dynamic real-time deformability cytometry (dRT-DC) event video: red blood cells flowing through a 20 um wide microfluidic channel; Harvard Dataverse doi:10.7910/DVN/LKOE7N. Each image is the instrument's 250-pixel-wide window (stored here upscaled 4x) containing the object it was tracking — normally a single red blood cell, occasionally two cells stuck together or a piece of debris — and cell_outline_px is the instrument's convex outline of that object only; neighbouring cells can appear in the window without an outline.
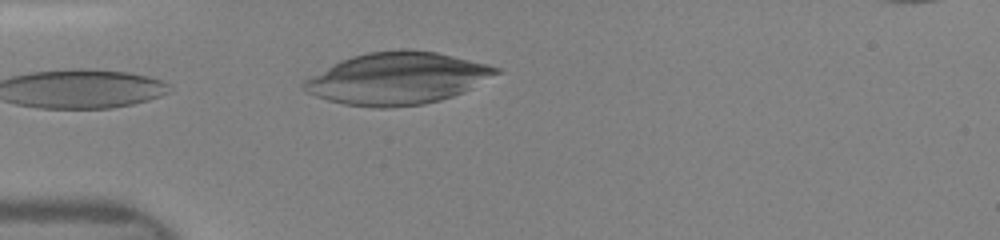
{"species": "human", "species_latin": "Homo sapiens", "temperature_condition": "room temperature", "stored_images_in_passage": 9, "camera_frame_rate_fps": 3000, "um_per_image_px": 0.085, "donor": {"sex": "female"}, "frame": {"image": 1, "passage_image": 1, "time_ms": 0.0, "image_size_px": [1000, 240], "cell_outline_px": [[500, 72], [472, 88], [452, 96], [440, 100], [424, 104], [384, 108], [372, 108], [344, 104], [328, 100], [316, 96], [300, 88], [300, 84], [304, 80], [340, 60], [352, 56], [368, 52], [400, 48], [408, 48], [436, 52], [488, 64], [500, 68]], "centroid_in_image_um": [33.75, 6.66], "position_along_channel_um": 51.3, "area_um2": 58.32}}
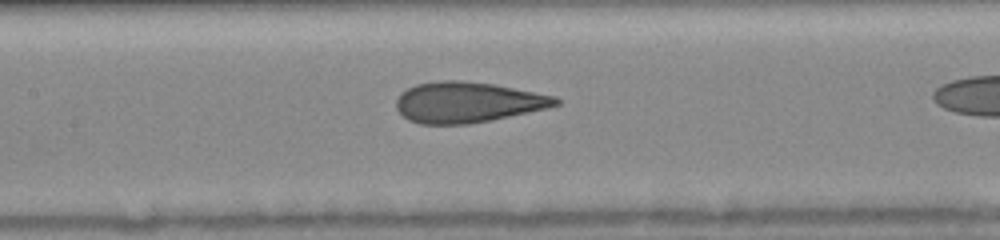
{"frame": {"image": 2, "passage_image": 7, "time_ms": 1.0, "image_size_px": [1000, 240], "cell_outline_px": [[560, 104], [528, 112], [492, 120], [468, 124], [420, 124], [408, 120], [396, 108], [396, 100], [400, 92], [416, 84], [440, 80], [460, 80], [492, 84], [556, 96], [560, 100]], "centroid_in_image_um": [39.71, 8.69], "position_along_channel_um": 167.7, "area_um2": 37.63}}